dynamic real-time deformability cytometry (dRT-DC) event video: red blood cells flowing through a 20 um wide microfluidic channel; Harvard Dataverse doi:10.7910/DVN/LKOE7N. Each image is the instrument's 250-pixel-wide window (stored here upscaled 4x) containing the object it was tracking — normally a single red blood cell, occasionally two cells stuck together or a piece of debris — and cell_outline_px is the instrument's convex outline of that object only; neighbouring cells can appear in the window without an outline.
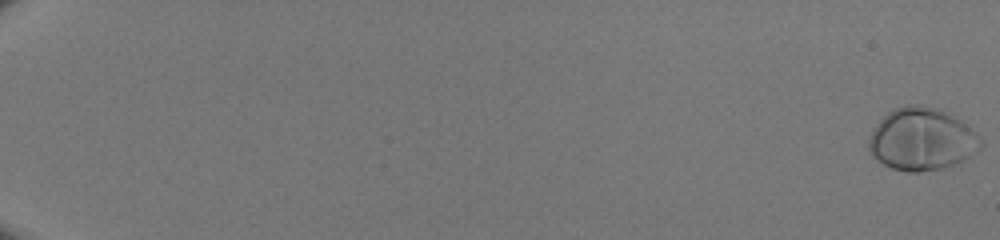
{"species": "human", "species_latin": "Homo sapiens", "temperature_condition": "room temperature", "stored_images_in_passage": 52, "camera_frame_rate_fps": 3000, "um_per_image_px": 0.085, "donor": {"sex": "male"}, "frame": {"image": 1, "passage_image": 1, "time_ms": 0.0, "image_size_px": [1000, 240], "cell_outline_px": [[984, 144], [976, 152], [964, 160], [944, 168], [920, 172], [908, 172], [892, 168], [876, 160], [872, 156], [868, 148], [868, 140], [876, 124], [892, 108], [908, 104], [916, 104], [940, 108], [960, 120], [976, 132]], "centroid_in_image_um": [78.35, 11.83], "position_along_channel_um": 6.7, "area_um2": 41.04}}
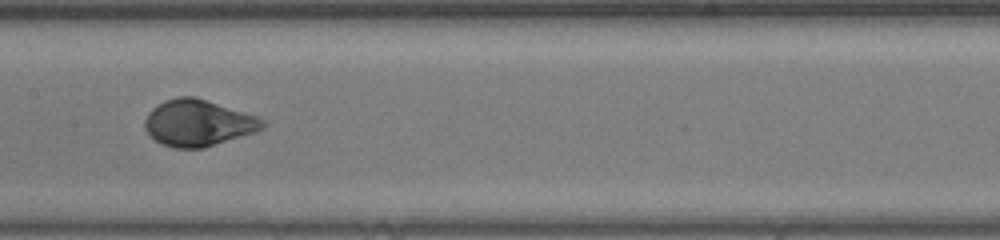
{"frame": {"image": 2, "passage_image": 31, "time_ms": 10.0, "image_size_px": [1000, 240], "cell_outline_px": [[264, 128], [256, 132], [204, 148], [172, 148], [160, 144], [144, 128], [144, 120], [148, 112], [152, 108], [164, 100], [176, 96], [196, 96], [256, 116], [264, 120]], "centroid_in_image_um": [16.82, 10.45], "position_along_channel_um": 190.6, "area_um2": 32.02}}
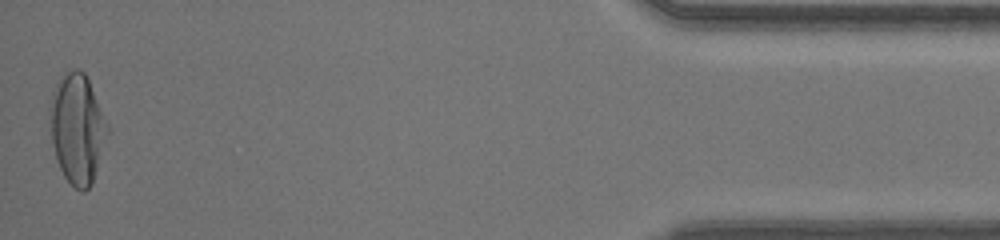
{"frame": {"image": 3, "passage_image": 52, "time_ms": 17.0, "image_size_px": [1000, 240], "cell_outline_px": [[112, 132], [92, 184], [84, 192], [80, 192], [64, 176], [56, 160], [52, 144], [48, 112], [48, 104], [52, 92], [60, 76], [76, 68], [84, 72], [88, 80]], "centroid_in_image_um": [6.59, 10.96], "position_along_channel_um": 428.6, "area_um2": 37.69}}